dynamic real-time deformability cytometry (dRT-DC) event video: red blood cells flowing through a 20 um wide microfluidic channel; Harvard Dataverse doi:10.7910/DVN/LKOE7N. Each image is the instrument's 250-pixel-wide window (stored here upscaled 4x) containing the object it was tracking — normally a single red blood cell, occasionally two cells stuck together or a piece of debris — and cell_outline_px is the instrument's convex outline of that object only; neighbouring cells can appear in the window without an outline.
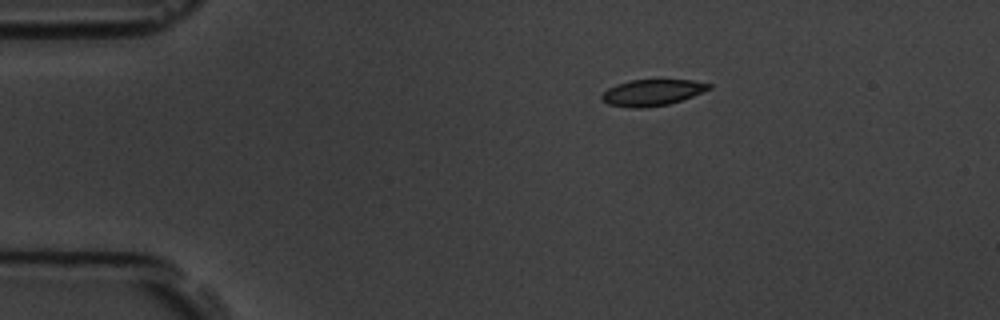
{"species": "common noctule bat (a hibernating species)", "species_latin": "Nyctalus noctula", "temperature_condition": "room temperature", "stored_images_in_passage": 3, "camera_frame_rate_fps": 3000, "um_per_image_px": 0.085, "animal": {"sex": "male", "body_mass_g": 19.5, "forearm_length_mm": 54.6}, "frame": {"image": 1, "passage_image": 1, "time_ms": 0.0, "image_size_px": [1000, 320], "cell_outline_px": [[712, 88], [692, 96], [668, 104], [644, 108], [632, 108], [608, 104], [600, 96], [608, 88], [616, 84], [632, 80], [692, 80], [712, 84]], "centroid_in_image_um": [55.44, 7.86], "position_along_channel_um": 29.6, "area_um2": 16.24}}